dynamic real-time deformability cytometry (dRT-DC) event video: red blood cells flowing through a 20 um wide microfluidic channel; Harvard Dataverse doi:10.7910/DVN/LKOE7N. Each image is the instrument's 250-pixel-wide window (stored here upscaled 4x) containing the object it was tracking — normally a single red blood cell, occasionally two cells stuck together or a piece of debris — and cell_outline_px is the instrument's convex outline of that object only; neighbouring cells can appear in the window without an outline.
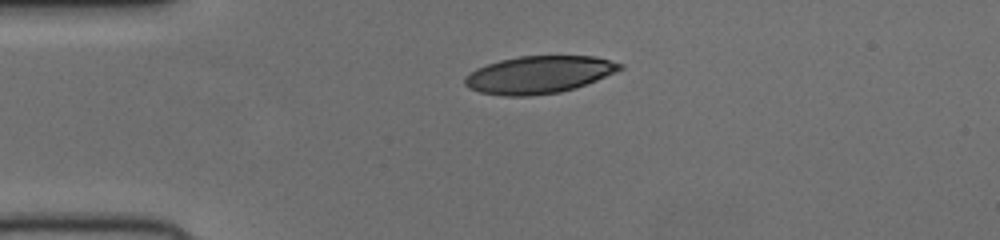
{"species": "human", "species_latin": "Homo sapiens", "temperature_condition": "cold", "stored_images_in_passage": 40, "camera_frame_rate_fps": 3000, "um_per_image_px": 0.085, "donor": {"sex": "female"}, "frame": {"image": 1, "passage_image": 1, "time_ms": 0.0, "image_size_px": [1000, 240], "cell_outline_px": [[624, 68], [616, 72], [576, 88], [560, 92], [528, 96], [504, 96], [480, 92], [468, 88], [464, 84], [464, 76], [476, 68], [500, 60], [520, 56], [596, 56], [624, 64]], "centroid_in_image_um": [45.8, 6.35], "position_along_channel_um": 39.2, "area_um2": 33.93}}
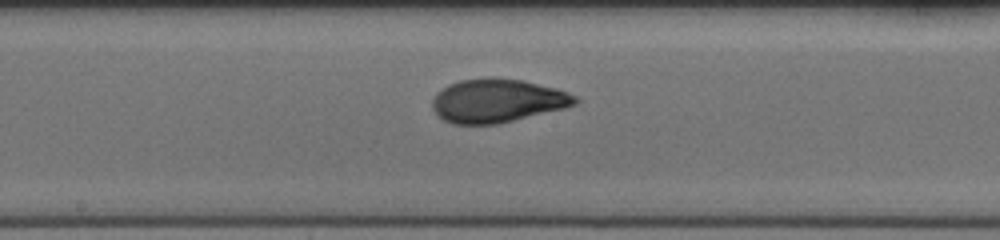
{"frame": {"image": 2, "passage_image": 16, "time_ms": 5.0, "image_size_px": [1000, 240], "cell_outline_px": [[580, 100], [576, 104], [564, 108], [500, 124], [452, 124], [436, 116], [432, 108], [432, 100], [436, 92], [448, 84], [460, 80], [488, 76], [492, 76], [524, 80], [556, 88], [568, 92], [576, 96]], "centroid_in_image_um": [42.25, 8.55], "position_along_channel_um": 205.9, "area_um2": 36.88}}
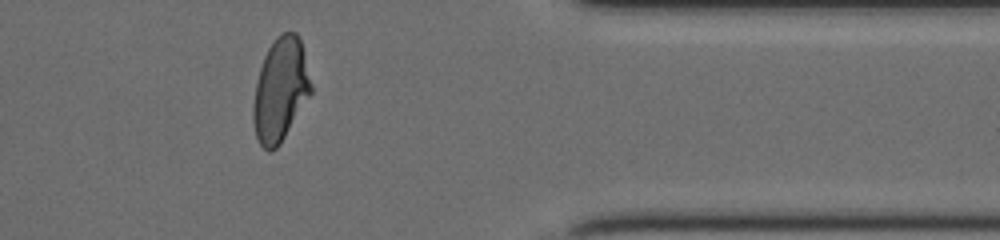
{"frame": {"image": 3, "passage_image": 31, "time_ms": 10.0, "image_size_px": [1000, 240], "cell_outline_px": [[312, 92], [280, 144], [272, 152], [268, 152], [256, 140], [252, 120], [252, 108], [256, 84], [260, 68], [264, 56], [268, 48], [276, 36], [280, 32], [296, 32], [300, 40], [312, 84]], "centroid_in_image_um": [23.81, 7.66], "position_along_channel_um": 387.6, "area_um2": 34.85}}